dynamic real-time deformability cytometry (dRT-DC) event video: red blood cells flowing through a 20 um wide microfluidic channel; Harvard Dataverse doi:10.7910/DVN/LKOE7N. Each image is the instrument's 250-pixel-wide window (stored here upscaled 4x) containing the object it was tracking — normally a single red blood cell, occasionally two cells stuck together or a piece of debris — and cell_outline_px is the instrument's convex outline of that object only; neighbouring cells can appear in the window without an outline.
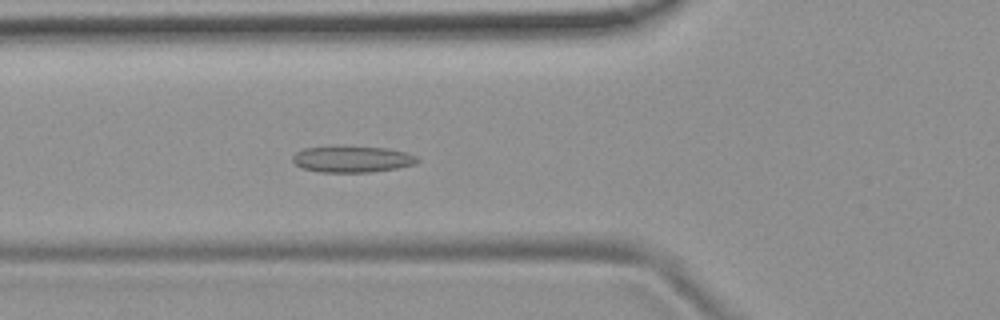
{"species": "common noctule bat (a hibernating species)", "species_latin": "Nyctalus noctula", "temperature_condition": "room temperature", "stored_images_in_passage": 53, "camera_frame_rate_fps": 3000, "um_per_image_px": 0.085, "animal": {"sex": "female", "body_mass_g": 19.9}, "frame": {"image": 1, "passage_image": 19, "time_ms": 6.0, "image_size_px": [1000, 320], "cell_outline_px": [[420, 160], [416, 164], [396, 168], [368, 172], [320, 172], [300, 168], [292, 160], [292, 156], [296, 152], [304, 148], [340, 144], [388, 148], [404, 152], [416, 156]], "centroid_in_image_um": [29.89, 13.49], "position_along_channel_um": 95.9, "area_um2": 19.77}}
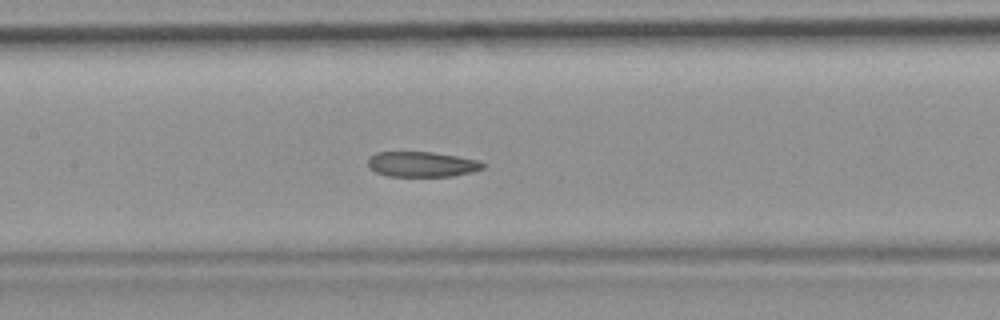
{"frame": {"image": 2, "passage_image": 25, "time_ms": 8.0, "image_size_px": [1000, 320], "cell_outline_px": [[484, 168], [472, 172], [452, 176], [388, 176], [376, 172], [368, 164], [368, 160], [376, 152], [432, 152], [456, 156], [476, 160], [484, 164]], "centroid_in_image_um": [35.87, 13.96], "position_along_channel_um": 171.5, "area_um2": 16.65}}
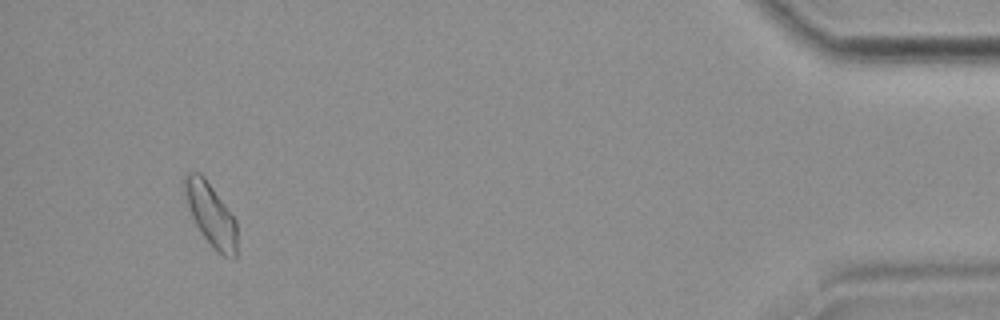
{"frame": {"image": 3, "passage_image": 50, "time_ms": 16.333, "image_size_px": [1000, 320], "cell_outline_px": [[236, 260], [232, 260], [216, 252], [212, 248], [200, 232], [192, 216], [184, 192], [184, 172], [200, 172], [204, 176], [236, 220]], "centroid_in_image_um": [17.93, 18.26], "position_along_channel_um": 417.3, "area_um2": 19.19}, "authors_computed_cell_mechanics": {"area_um2": 18.7272, "velocity_mm_per_s": 3.7735, "shape_relaxation_time_tau1_ms": null, "shape_relaxation_time_tau2_ms": 2.3374, "deformation_change_tau1": null, "deformation_change_tau2": 0.0775}}